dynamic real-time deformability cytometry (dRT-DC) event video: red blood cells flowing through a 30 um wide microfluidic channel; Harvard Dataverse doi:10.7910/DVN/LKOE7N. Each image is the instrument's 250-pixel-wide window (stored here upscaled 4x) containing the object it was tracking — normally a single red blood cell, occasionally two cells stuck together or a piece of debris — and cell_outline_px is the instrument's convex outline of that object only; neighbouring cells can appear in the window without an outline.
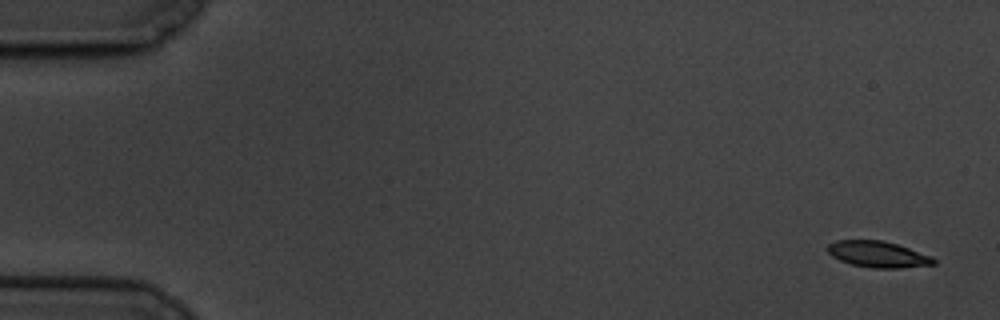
{"species": "common noctule bat (a hibernating species)", "species_latin": "Nyctalus noctula", "temperature_condition": "cold", "stored_images_in_passage": 7, "camera_frame_rate_fps": 3000, "um_per_image_px": 0.085, "animal": {"sex": "male", "body_mass_g": 19.5, "forearm_length_mm": 54.6}, "frame": {"image": 1, "passage_image": 1, "time_ms": 0.0, "image_size_px": [1000, 320], "cell_outline_px": [[936, 264], [900, 268], [872, 268], [852, 264], [840, 260], [832, 256], [828, 252], [828, 244], [836, 240], [884, 240], [932, 256], [936, 260]], "centroid_in_image_um": [74.63, 21.61], "position_along_channel_um": 10.4, "area_um2": 16.13}}
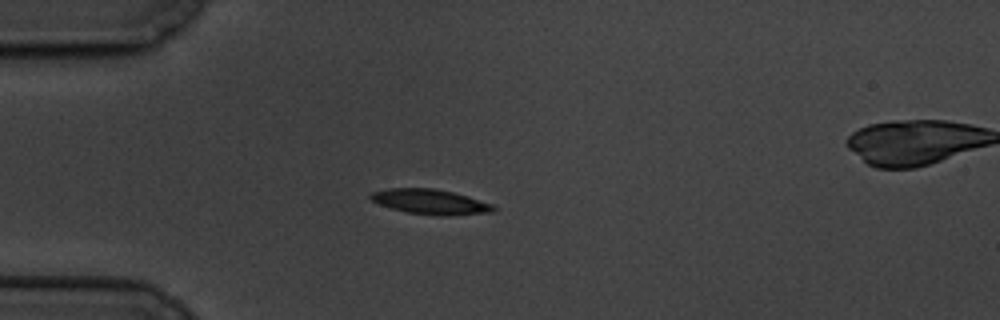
{"frame": {"image": 2, "passage_image": 5, "time_ms": 4.667, "image_size_px": [1000, 320], "cell_outline_px": [[496, 212], [448, 216], [436, 216], [408, 212], [392, 208], [380, 204], [372, 200], [368, 196], [372, 192], [388, 188], [432, 188], [452, 192], [468, 196], [496, 204]], "centroid_in_image_um": [36.66, 17.16], "position_along_channel_um": 48.3, "area_um2": 18.09}}
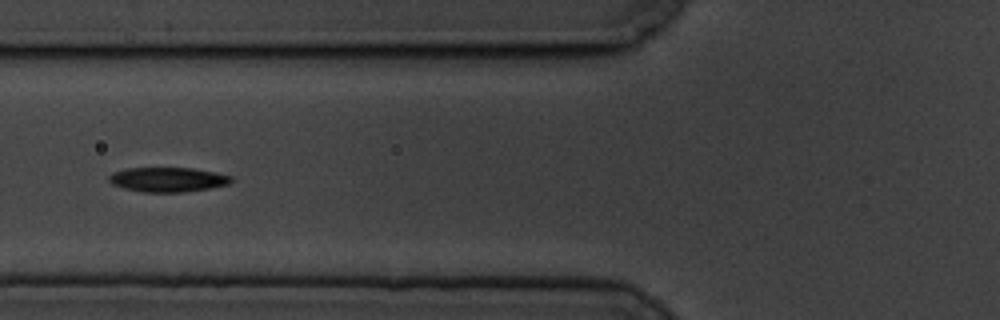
{"frame": {"image": 3, "passage_image": 7, "time_ms": 7.0, "image_size_px": [1000, 320], "cell_outline_px": [[232, 180], [228, 184], [212, 188], [184, 192], [144, 192], [124, 188], [112, 184], [108, 180], [108, 176], [112, 172], [128, 168], [192, 168], [216, 172], [232, 176]], "centroid_in_image_um": [14.26, 15.26], "position_along_channel_um": 111.5, "area_um2": 17.57}}